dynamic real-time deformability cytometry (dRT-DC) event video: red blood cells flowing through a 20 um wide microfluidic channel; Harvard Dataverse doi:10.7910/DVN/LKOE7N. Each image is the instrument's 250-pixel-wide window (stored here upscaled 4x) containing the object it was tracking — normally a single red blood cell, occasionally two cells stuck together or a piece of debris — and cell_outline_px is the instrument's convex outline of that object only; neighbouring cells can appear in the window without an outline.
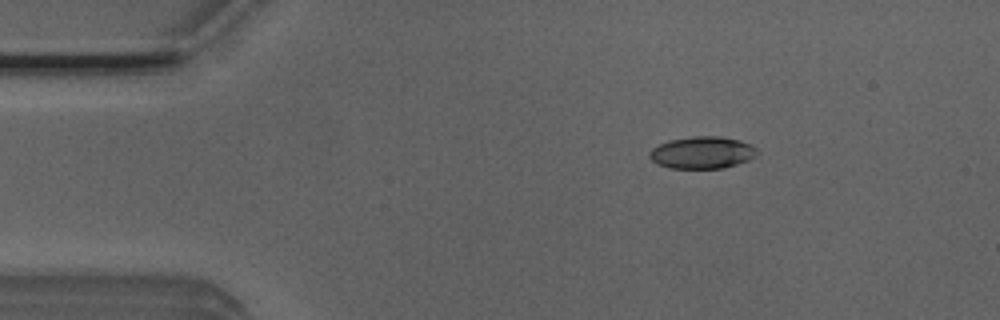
{"species": "Egyptian fruit bat (a non-hibernating species)", "species_latin": "Rousettus aegyptiacus", "temperature_condition": "room temperature", "stored_images_in_passage": 4, "camera_frame_rate_fps": 3000, "um_per_image_px": 0.085, "animal": {"sex": "male"}, "frame": {"image": 1, "passage_image": 2, "time_ms": 0.333, "image_size_px": [1000, 320], "cell_outline_px": [[756, 156], [748, 160], [724, 168], [668, 168], [656, 164], [648, 156], [648, 152], [652, 148], [668, 140], [692, 136], [720, 136], [740, 140], [752, 144], [756, 148]], "centroid_in_image_um": [59.66, 12.96], "position_along_channel_um": 25.3, "area_um2": 20.29}}